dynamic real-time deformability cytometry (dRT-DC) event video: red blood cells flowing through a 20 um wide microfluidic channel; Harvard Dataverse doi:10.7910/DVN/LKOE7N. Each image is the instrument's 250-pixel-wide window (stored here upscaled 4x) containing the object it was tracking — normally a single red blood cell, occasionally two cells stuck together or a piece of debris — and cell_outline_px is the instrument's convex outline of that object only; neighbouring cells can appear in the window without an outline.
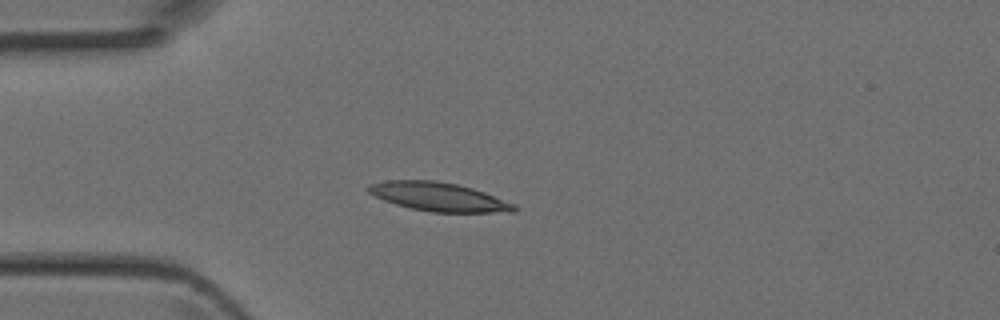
{"species": "Egyptian fruit bat (a non-hibernating species)", "species_latin": "Rousettus aegyptiacus", "temperature_condition": "room temperature", "stored_images_in_passage": 3, "camera_frame_rate_fps": 3000, "um_per_image_px": 0.085, "animal": {"sex": "female"}, "frame": {"image": 1, "passage_image": 3, "time_ms": 0.667, "image_size_px": [1000, 320], "cell_outline_px": [[520, 208], [516, 212], [432, 212], [412, 208], [396, 204], [384, 200], [368, 192], [364, 188], [368, 184], [384, 180], [436, 180], [456, 184], [472, 188], [484, 192], [516, 204]], "centroid_in_image_um": [37.29, 16.72], "position_along_channel_um": 47.7, "area_um2": 24.51}}